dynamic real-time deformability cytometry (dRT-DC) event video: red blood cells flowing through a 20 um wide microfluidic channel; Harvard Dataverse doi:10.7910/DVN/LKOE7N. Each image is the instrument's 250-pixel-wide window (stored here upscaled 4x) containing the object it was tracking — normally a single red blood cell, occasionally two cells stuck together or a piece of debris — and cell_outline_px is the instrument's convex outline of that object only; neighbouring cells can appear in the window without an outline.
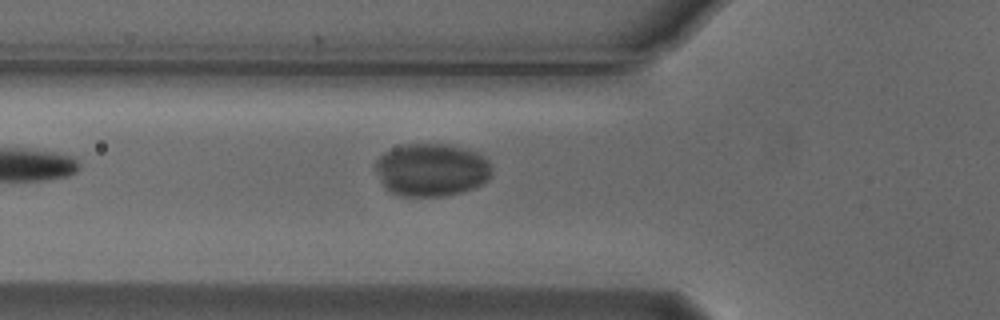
{"species": "Egyptian fruit bat (a non-hibernating species)", "species_latin": "Rousettus aegyptiacus", "temperature_condition": "cold", "stored_images_in_passage": 5, "camera_frame_rate_fps": 3000, "um_per_image_px": 0.085, "animal": {"sex": "male"}, "frame": {"image": 1, "passage_image": 5, "time_ms": 1.333, "image_size_px": [1000, 320], "cell_outline_px": [[492, 176], [484, 184], [460, 192], [444, 196], [396, 196], [380, 180], [376, 168], [376, 160], [384, 152], [392, 148], [404, 144], [448, 144], [468, 148], [476, 152], [488, 160], [492, 164]], "centroid_in_image_um": [36.72, 14.43], "position_along_channel_um": 89.1, "area_um2": 36.07}}